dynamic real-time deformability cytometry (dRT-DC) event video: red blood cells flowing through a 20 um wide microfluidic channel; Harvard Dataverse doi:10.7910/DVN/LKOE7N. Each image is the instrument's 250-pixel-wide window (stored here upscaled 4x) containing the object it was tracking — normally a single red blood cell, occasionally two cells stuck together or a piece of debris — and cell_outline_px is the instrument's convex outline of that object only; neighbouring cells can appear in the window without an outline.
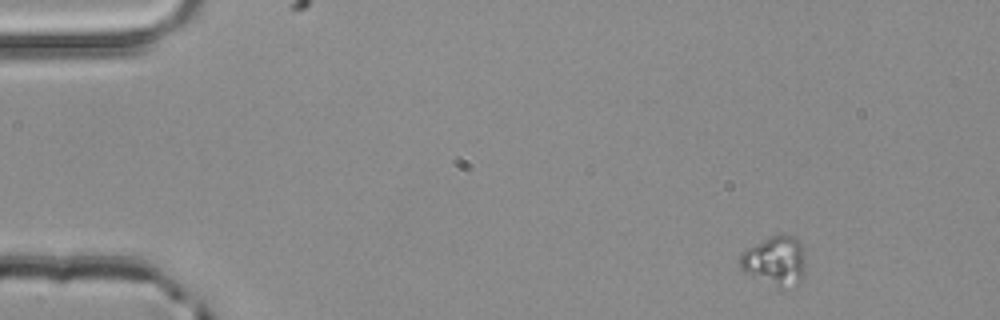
{"species": "common noctule bat (a hibernating species)", "species_latin": "Nyctalus noctula", "temperature_condition": "room temperature", "stored_images_in_passage": 3, "segment_of_instrument_passage": [2, 2], "camera_frame_rate_fps": 3000, "um_per_image_px": 0.085, "animal": {"sex": "male", "body_mass_g": 20.4}, "frame": {"image": 1, "passage_image": 3, "time_ms": 0.667, "image_size_px": [1000, 320], "cell_outline_px": [[804, 272], [800, 280], [796, 284], [740, 268], [740, 252], [772, 236], [792, 236], [804, 248]], "centroid_in_image_um": [65.93, 21.99], "position_along_channel_um": 19.1, "area_um2": 16.3}}